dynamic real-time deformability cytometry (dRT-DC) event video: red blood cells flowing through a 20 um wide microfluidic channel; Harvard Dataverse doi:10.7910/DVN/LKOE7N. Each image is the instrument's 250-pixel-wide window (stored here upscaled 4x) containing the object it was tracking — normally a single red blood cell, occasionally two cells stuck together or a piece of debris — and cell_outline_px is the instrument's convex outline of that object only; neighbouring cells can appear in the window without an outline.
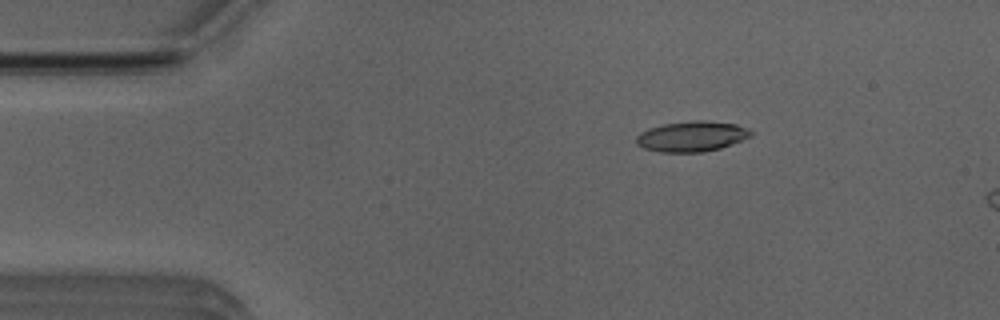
{"species": "Egyptian fruit bat (a non-hibernating species)", "species_latin": "Rousettus aegyptiacus", "temperature_condition": "room temperature", "stored_images_in_passage": 7, "camera_frame_rate_fps": 3000, "um_per_image_px": 0.085, "animal": {"sex": "male"}, "frame": {"image": 1, "passage_image": 2, "time_ms": 0.333, "image_size_px": [1000, 320], "cell_outline_px": [[752, 136], [720, 148], [704, 152], [660, 152], [644, 148], [636, 144], [636, 136], [640, 132], [648, 128], [664, 124], [696, 120], [704, 120], [736, 124], [752, 132]], "centroid_in_image_um": [58.76, 11.59], "position_along_channel_um": 26.2, "area_um2": 20.17}}